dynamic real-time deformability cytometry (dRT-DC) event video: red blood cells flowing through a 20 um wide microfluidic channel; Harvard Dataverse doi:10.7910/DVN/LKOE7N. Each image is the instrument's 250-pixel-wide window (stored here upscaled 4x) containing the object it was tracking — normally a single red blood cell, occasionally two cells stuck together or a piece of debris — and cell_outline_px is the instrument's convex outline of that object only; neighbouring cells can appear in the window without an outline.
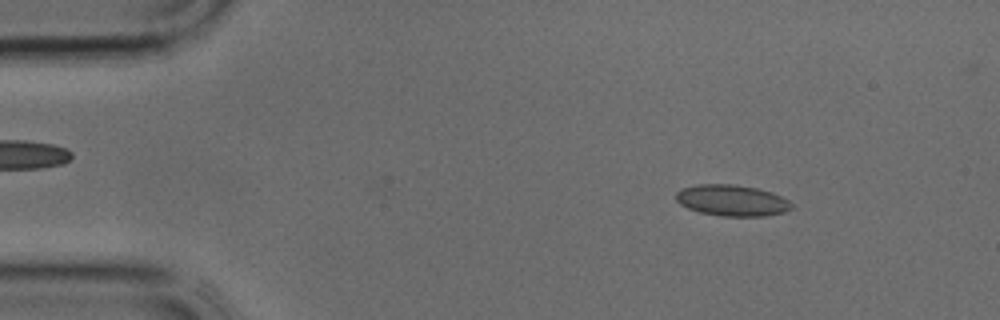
{"species": "common noctule bat (a hibernating species)", "species_latin": "Nyctalus noctula", "temperature_condition": "cold", "stored_images_in_passage": 34, "camera_frame_rate_fps": 3000, "um_per_image_px": 0.085, "animal": {"sex": "male", "body_mass_g": 17.9, "forearm_length_mm": 54.2}, "frame": {"image": 1, "passage_image": 4, "time_ms": 1.0, "image_size_px": [1000, 320], "cell_outline_px": [[792, 208], [784, 212], [764, 216], [720, 216], [700, 212], [688, 208], [680, 204], [676, 200], [676, 192], [680, 188], [700, 184], [736, 184], [756, 188], [772, 192], [788, 200], [792, 204]], "centroid_in_image_um": [62.2, 17.03], "position_along_channel_um": 22.8, "area_um2": 21.04}}
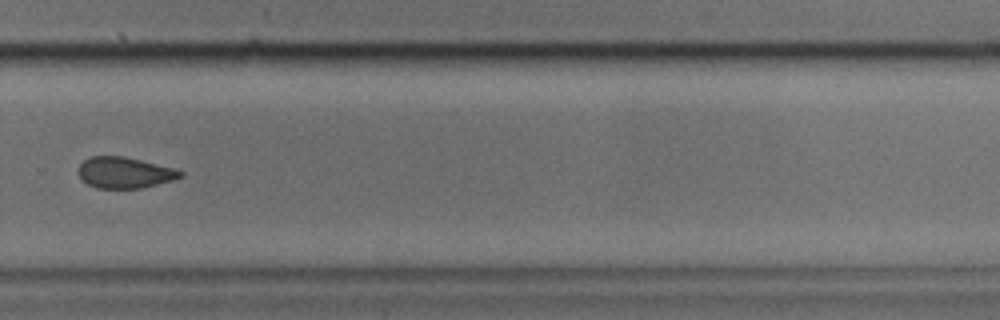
{"frame": {"image": 2, "passage_image": 25, "time_ms": 8.0, "image_size_px": [1000, 320], "cell_outline_px": [[184, 176], [172, 180], [140, 188], [96, 188], [88, 184], [76, 172], [76, 168], [84, 160], [92, 156], [124, 156], [172, 168], [184, 172]], "centroid_in_image_um": [10.55, 14.67], "position_along_channel_um": 319.3, "area_um2": 18.32}}
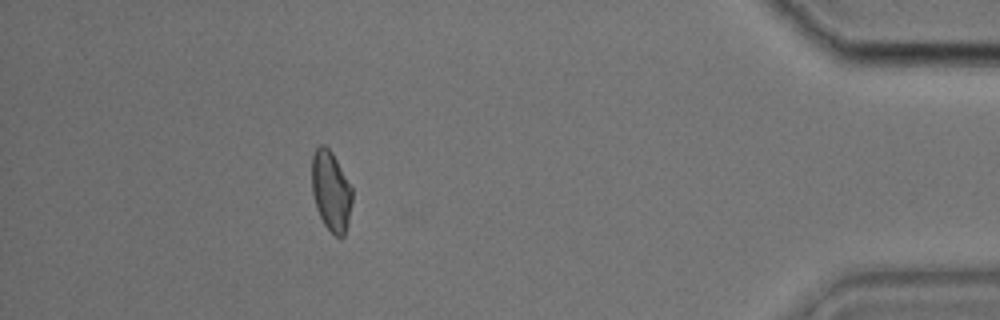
{"frame": {"image": 3, "passage_image": 33, "time_ms": 10.667, "image_size_px": [1000, 320], "cell_outline_px": [[352, 200], [348, 224], [344, 236], [336, 236], [324, 224], [316, 208], [312, 192], [312, 156], [316, 148], [320, 144], [324, 144], [332, 152], [352, 188]], "centroid_in_image_um": [28.13, 16.23], "position_along_channel_um": 407.1, "area_um2": 18.73}}